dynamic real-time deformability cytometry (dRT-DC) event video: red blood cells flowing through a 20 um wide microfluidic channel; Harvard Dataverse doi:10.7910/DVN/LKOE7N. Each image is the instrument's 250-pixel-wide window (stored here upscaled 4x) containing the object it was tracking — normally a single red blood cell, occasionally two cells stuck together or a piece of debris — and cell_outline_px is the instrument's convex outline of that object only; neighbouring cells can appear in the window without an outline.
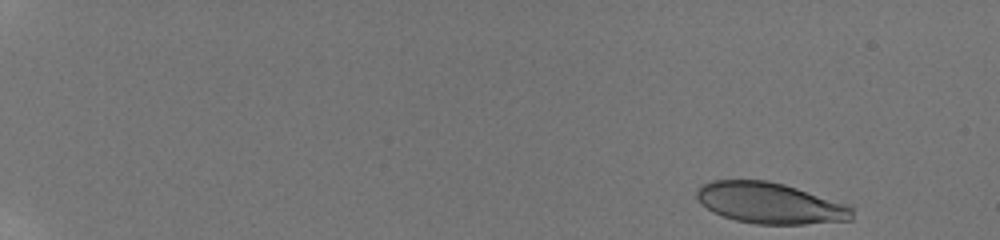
{"species": "human", "species_latin": "Homo sapiens", "temperature_condition": "room temperature", "stored_images_in_passage": 11, "camera_frame_rate_fps": 3000, "um_per_image_px": 0.085, "donor": {"sex": "male"}, "frame": {"image": 1, "passage_image": 1, "time_ms": 0.0, "image_size_px": [1000, 240], "cell_outline_px": [[852, 220], [804, 224], [756, 224], [736, 220], [712, 212], [700, 204], [696, 196], [696, 192], [700, 184], [712, 180], [768, 180], [784, 184], [848, 204], [852, 208]], "centroid_in_image_um": [65.42, 17.26], "position_along_channel_um": 19.6, "area_um2": 37.28}}
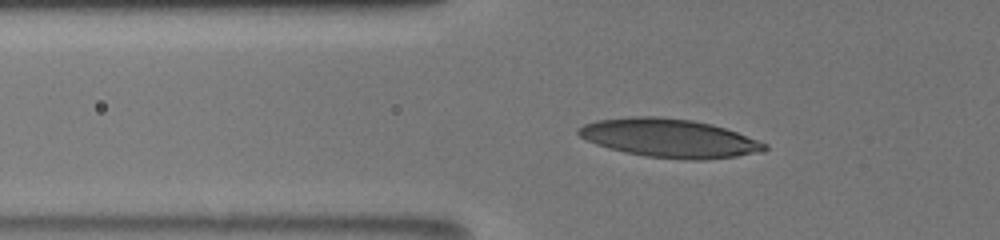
{"frame": {"image": 2, "passage_image": 8, "time_ms": 5.667, "image_size_px": [1000, 240], "cell_outline_px": [[768, 148], [764, 152], [736, 156], [700, 160], [692, 160], [644, 156], [624, 152], [608, 148], [596, 144], [580, 136], [576, 132], [576, 128], [584, 124], [596, 120], [628, 116], [660, 116], [692, 120], [712, 124], [736, 132], [768, 144]], "centroid_in_image_um": [56.87, 11.73], "position_along_channel_um": 68.9, "area_um2": 41.96}}
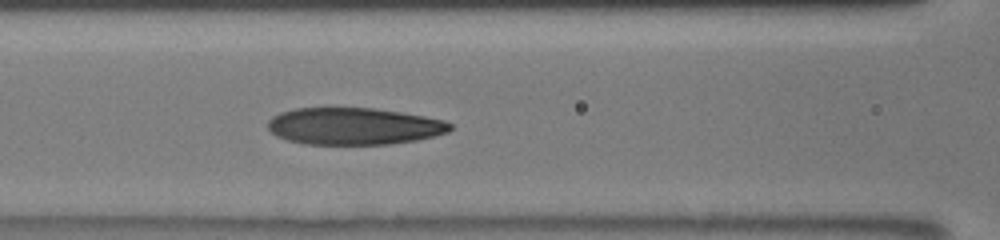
{"frame": {"image": 3, "passage_image": 11, "time_ms": 7.667, "image_size_px": [1000, 240], "cell_outline_px": [[452, 128], [448, 132], [416, 140], [388, 144], [304, 144], [288, 140], [276, 136], [268, 128], [268, 120], [272, 116], [280, 112], [296, 108], [328, 104], [372, 108], [400, 112], [424, 116], [444, 120], [452, 124]], "centroid_in_image_um": [30.01, 10.68], "position_along_channel_um": 136.6, "area_um2": 40.29}}